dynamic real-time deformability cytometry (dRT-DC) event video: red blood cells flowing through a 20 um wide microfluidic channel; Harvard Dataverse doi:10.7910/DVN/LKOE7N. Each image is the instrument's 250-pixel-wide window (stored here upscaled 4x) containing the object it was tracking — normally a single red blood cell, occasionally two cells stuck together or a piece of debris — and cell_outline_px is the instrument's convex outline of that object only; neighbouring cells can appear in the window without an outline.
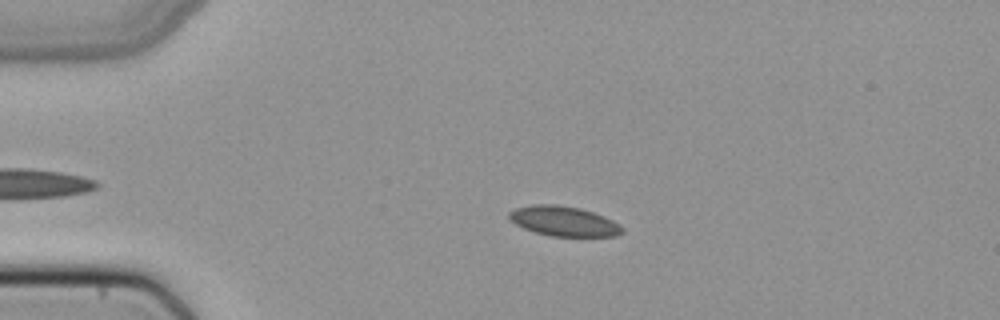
{"species": "common noctule bat (a hibernating species)", "species_latin": "Nyctalus noctula", "temperature_condition": "cold", "stored_images_in_passage": 44, "camera_frame_rate_fps": 3000, "um_per_image_px": 0.085, "animal": {"sex": "female", "body_mass_g": 22.7, "forearm_length_mm": 54.2}, "frame": {"image": 1, "passage_image": 10, "time_ms": 3.0, "image_size_px": [1000, 320], "cell_outline_px": [[624, 232], [616, 236], [552, 236], [536, 232], [524, 228], [516, 224], [508, 216], [508, 212], [516, 208], [532, 204], [556, 204], [580, 208], [604, 216], [620, 224], [624, 228]], "centroid_in_image_um": [47.94, 18.79], "position_along_channel_um": 37.1, "area_um2": 19.65}}
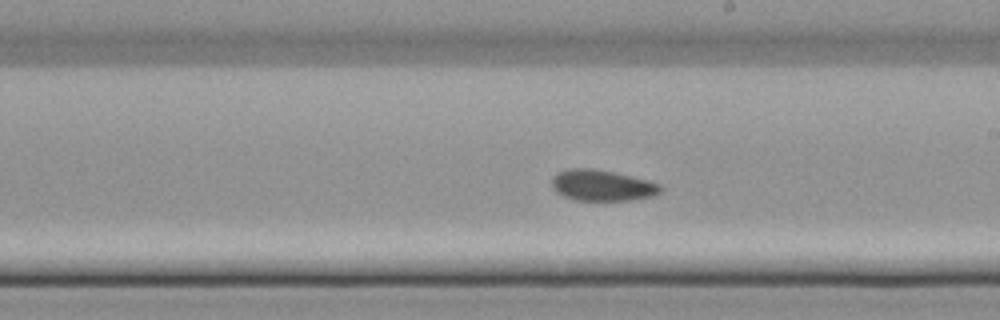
{"frame": {"image": 2, "passage_image": 28, "time_ms": 9.0, "image_size_px": [1000, 320], "cell_outline_px": [[664, 188], [660, 192], [652, 196], [628, 200], [576, 200], [564, 196], [556, 192], [552, 188], [552, 176], [556, 172], [568, 168], [592, 168], [612, 172], [648, 180], [660, 184]], "centroid_in_image_um": [51.15, 15.75], "position_along_channel_um": 237.9, "area_um2": 19.65}}
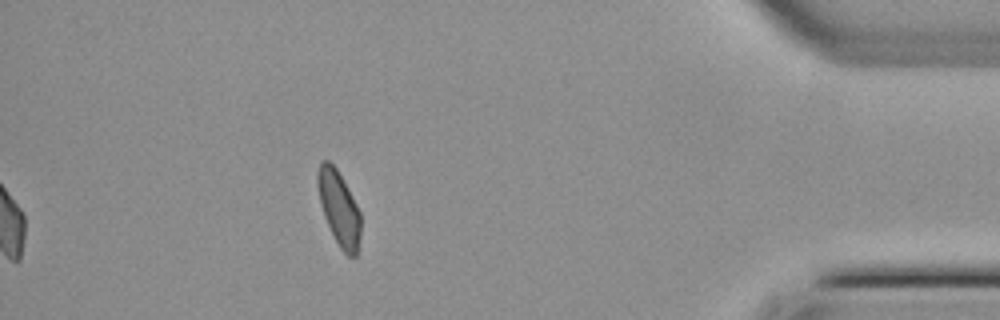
{"frame": {"image": 3, "passage_image": 44, "time_ms": 14.333, "image_size_px": [1000, 320], "cell_outline_px": [[360, 236], [356, 256], [348, 256], [340, 248], [324, 216], [320, 204], [316, 184], [316, 172], [320, 160], [328, 160], [336, 168], [348, 188], [360, 212]], "centroid_in_image_um": [28.78, 17.64], "position_along_channel_um": 406.4, "area_um2": 18.67}}